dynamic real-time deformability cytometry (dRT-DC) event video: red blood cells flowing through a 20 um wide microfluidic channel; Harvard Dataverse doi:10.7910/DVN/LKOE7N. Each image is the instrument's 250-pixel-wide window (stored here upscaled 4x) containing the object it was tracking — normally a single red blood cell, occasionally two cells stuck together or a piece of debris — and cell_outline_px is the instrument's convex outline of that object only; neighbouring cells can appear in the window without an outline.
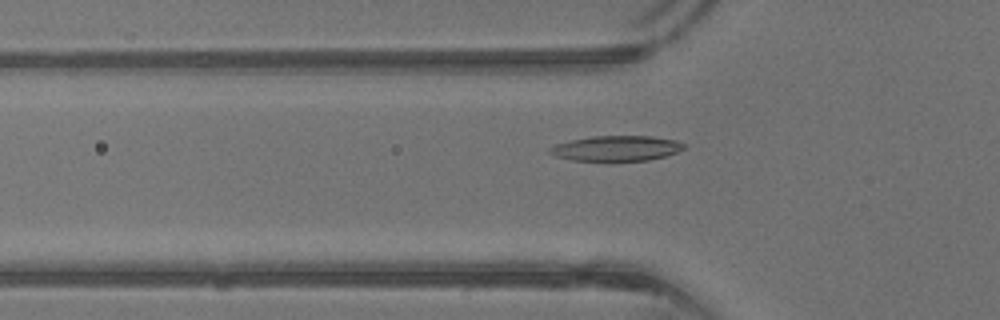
{"species": "common noctule bat (a hibernating species)", "species_latin": "Nyctalus noctula", "temperature_condition": "warm", "stored_images_in_passage": 31, "camera_frame_rate_fps": 3000, "um_per_image_px": 0.085, "animal": {"sex": "male", "body_mass_g": 13.3}, "frame": {"image": 1, "passage_image": 6, "time_ms": 1.667, "image_size_px": [1000, 320], "cell_outline_px": [[684, 148], [676, 152], [664, 156], [648, 160], [572, 160], [556, 156], [548, 152], [548, 148], [556, 144], [572, 140], [592, 136], [652, 136], [676, 140], [684, 144]], "centroid_in_image_um": [52.38, 12.59], "position_along_channel_um": 73.4, "area_um2": 19.42}}
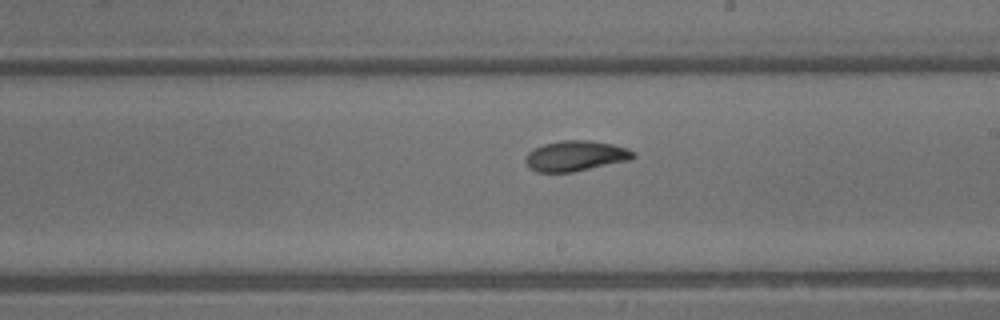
{"frame": {"image": 2, "passage_image": 16, "time_ms": 5.0, "image_size_px": [1000, 320], "cell_outline_px": [[636, 156], [632, 160], [572, 172], [536, 172], [528, 168], [524, 160], [528, 152], [544, 144], [560, 140], [592, 140], [612, 144], [628, 148], [636, 152]], "centroid_in_image_um": [48.95, 13.25], "position_along_channel_um": 240.0, "area_um2": 19.36}}
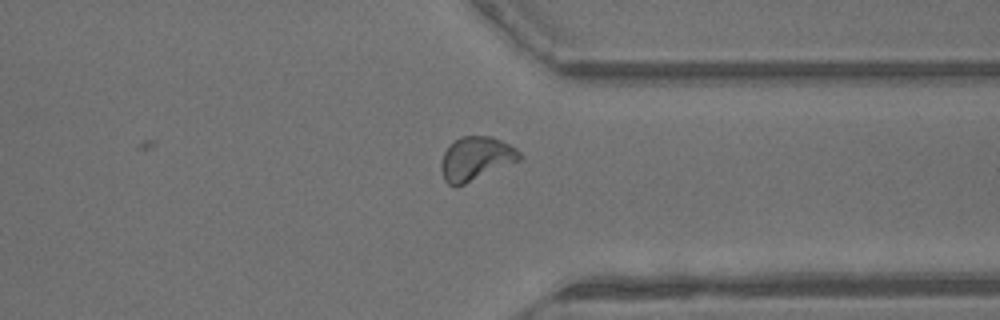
{"frame": {"image": 3, "passage_image": 24, "time_ms": 7.667, "image_size_px": [1000, 320], "cell_outline_px": [[524, 156], [520, 160], [456, 188], [448, 184], [444, 180], [440, 172], [440, 164], [444, 152], [460, 136], [492, 136], [516, 148]], "centroid_in_image_um": [40.44, 13.5], "position_along_channel_um": 371.0, "area_um2": 20.06}, "authors_computed_cell_mechanics": {"area_um2": 18.496, "velocity_mm_per_s": 4.9823, "shape_relaxation_time_tau1_ms": 3.7614, "shape_relaxation_time_tau2_ms": 2.0744, "deformation_change_tau1": 0.1718, "deformation_change_tau2": 0.0812}}